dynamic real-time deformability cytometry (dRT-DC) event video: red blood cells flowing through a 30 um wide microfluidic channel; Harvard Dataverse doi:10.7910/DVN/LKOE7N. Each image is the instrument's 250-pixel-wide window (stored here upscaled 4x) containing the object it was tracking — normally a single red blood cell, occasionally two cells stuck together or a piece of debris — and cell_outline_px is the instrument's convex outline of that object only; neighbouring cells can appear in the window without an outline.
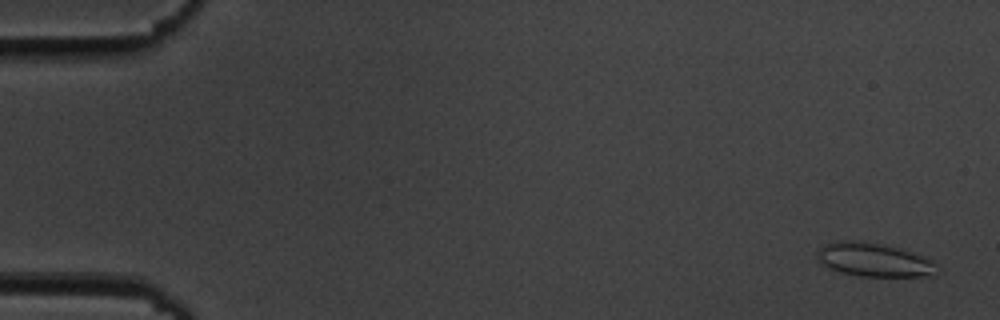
{"species": "common noctule bat (a hibernating species)", "species_latin": "Nyctalus noctula", "temperature_condition": "cold", "stored_images_in_passage": 55, "camera_frame_rate_fps": 3000, "um_per_image_px": 0.085, "animal": {"sex": "male", "body_mass_g": 19.5, "forearm_length_mm": 54.6}, "frame": {"image": 1, "passage_image": 2, "time_ms": 0.333, "image_size_px": [1000, 320], "cell_outline_px": [[940, 268], [932, 276], [860, 276], [840, 272], [828, 268], [820, 264], [816, 260], [816, 252], [824, 244], [836, 240], [860, 240], [896, 248], [932, 260]], "centroid_in_image_um": [74.21, 22.09], "position_along_channel_um": 10.8, "area_um2": 23.52}}
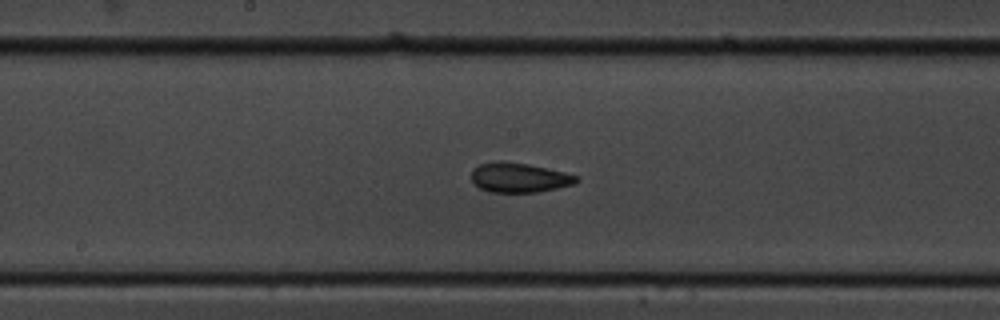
{"frame": {"image": 2, "passage_image": 29, "time_ms": 9.333, "image_size_px": [1000, 320], "cell_outline_px": [[580, 180], [576, 184], [536, 192], [488, 192], [480, 188], [472, 180], [472, 168], [480, 164], [496, 160], [500, 160], [528, 164], [548, 168], [580, 176]], "centroid_in_image_um": [44.15, 15.08], "position_along_channel_um": 204.1, "area_um2": 18.32}}
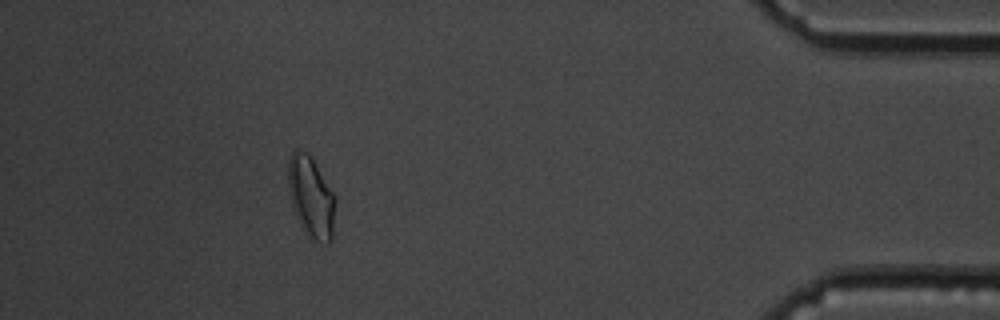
{"frame": {"image": 3, "passage_image": 50, "time_ms": 16.333, "image_size_px": [1000, 320], "cell_outline_px": [[336, 200], [332, 240], [328, 244], [324, 244], [316, 240], [304, 232], [292, 208], [288, 192], [288, 160], [292, 152], [296, 148], [308, 152], [312, 156], [336, 196]], "centroid_in_image_um": [26.44, 16.72], "position_along_channel_um": 408.8, "area_um2": 22.89}, "authors_computed_cell_mechanics": {"area_um2": 18.785, "velocity_mm_per_s": 3.6244, "shape_relaxation_time_tau1_ms": 7.7315, "shape_relaxation_time_tau2_ms": 1.5609, "deformation_change_tau1": 0.1682, "deformation_change_tau2": 0.0674}}